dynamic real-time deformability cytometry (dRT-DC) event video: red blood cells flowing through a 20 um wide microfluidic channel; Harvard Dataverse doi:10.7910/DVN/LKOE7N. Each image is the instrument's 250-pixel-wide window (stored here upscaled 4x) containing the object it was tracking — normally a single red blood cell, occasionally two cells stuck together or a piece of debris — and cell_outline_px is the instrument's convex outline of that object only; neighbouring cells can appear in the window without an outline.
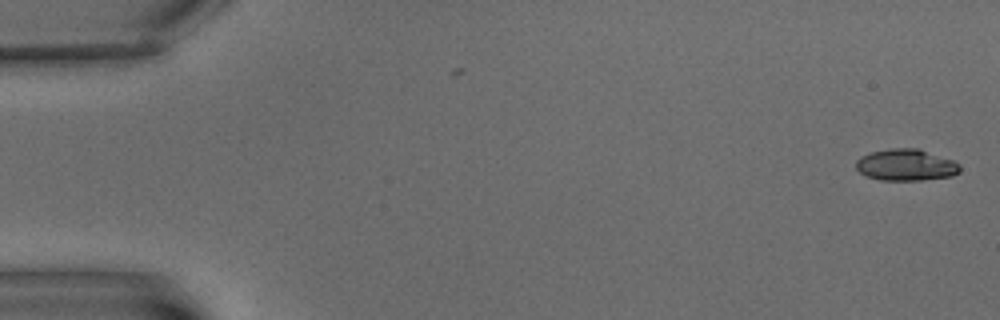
{"species": "common noctule bat (a hibernating species)", "species_latin": "Nyctalus noctula", "temperature_condition": "warm", "stored_images_in_passage": 6, "camera_frame_rate_fps": 3000, "um_per_image_px": 0.085, "animal": {"sex": "male", "body_mass_g": 15.6}, "frame": {"image": 1, "passage_image": 1, "time_ms": 0.0, "image_size_px": [1000, 320], "cell_outline_px": [[960, 172], [952, 176], [924, 180], [880, 180], [864, 176], [856, 168], [856, 160], [860, 156], [872, 152], [892, 148], [920, 148], [952, 160], [960, 164]], "centroid_in_image_um": [77.01, 14.02], "position_along_channel_um": 8.0, "area_um2": 19.31}}
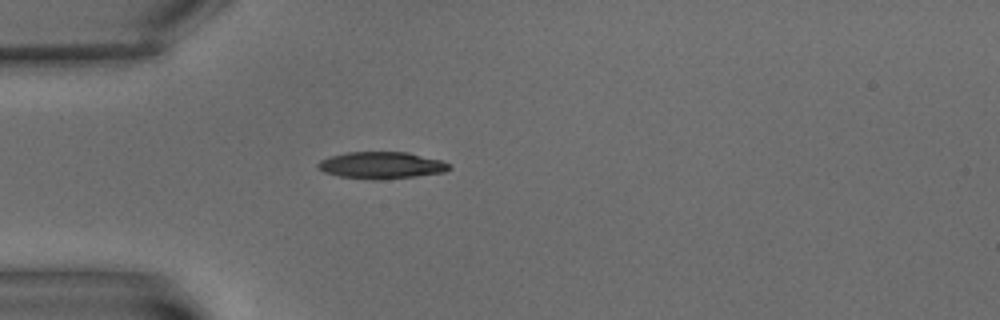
{"frame": {"image": 2, "passage_image": 6, "time_ms": 6.0, "image_size_px": [1000, 320], "cell_outline_px": [[452, 168], [444, 172], [416, 176], [380, 180], [376, 180], [340, 176], [324, 172], [316, 164], [320, 160], [328, 156], [348, 152], [408, 152], [440, 160], [448, 164]], "centroid_in_image_um": [32.41, 14.04], "position_along_channel_um": 52.6, "area_um2": 20.46}}